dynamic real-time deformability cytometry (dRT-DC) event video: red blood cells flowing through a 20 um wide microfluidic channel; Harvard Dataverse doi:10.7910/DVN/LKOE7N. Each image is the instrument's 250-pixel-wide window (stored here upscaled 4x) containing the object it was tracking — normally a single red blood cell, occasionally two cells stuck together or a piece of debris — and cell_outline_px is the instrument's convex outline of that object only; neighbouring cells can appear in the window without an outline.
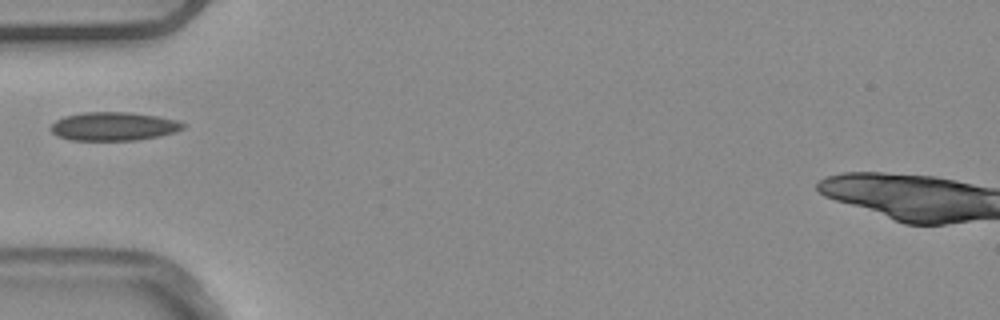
{"species": "common noctule bat (a hibernating species)", "species_latin": "Nyctalus noctula", "temperature_condition": "warm", "stored_images_in_passage": 1, "camera_frame_rate_fps": 3000, "um_per_image_px": 0.085, "animal": {"sex": "male", "body_mass_g": 20.4}, "frame": {"image": 1, "passage_image": 1, "time_ms": 0.0, "image_size_px": [1000, 320], "cell_outline_px": [[188, 124], [184, 128], [176, 132], [160, 136], [136, 140], [72, 140], [56, 136], [48, 128], [56, 120], [64, 116], [84, 112], [128, 112], [156, 116], [176, 120]], "centroid_in_image_um": [9.66, 10.74], "position_along_channel_um": 75.3, "area_um2": 22.14}}